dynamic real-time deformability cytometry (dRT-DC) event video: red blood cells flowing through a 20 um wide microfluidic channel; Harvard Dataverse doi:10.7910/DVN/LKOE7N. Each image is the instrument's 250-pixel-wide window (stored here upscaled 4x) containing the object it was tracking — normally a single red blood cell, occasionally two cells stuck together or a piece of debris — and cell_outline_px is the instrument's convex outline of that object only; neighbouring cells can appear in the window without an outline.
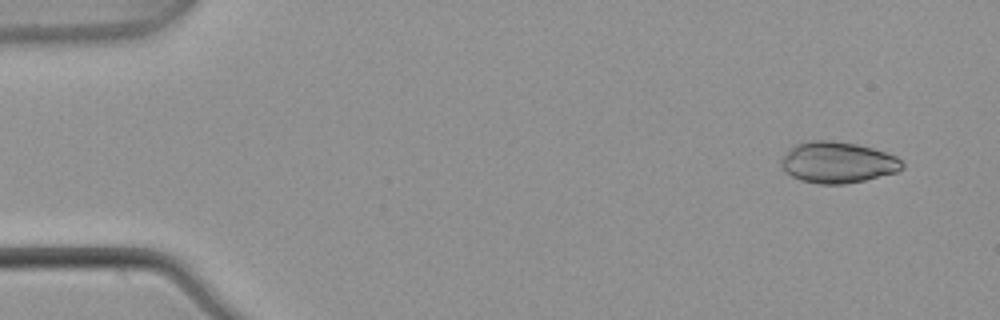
{"species": "common noctule bat (a hibernating species)", "species_latin": "Nyctalus noctula", "temperature_condition": "warm", "stored_images_in_passage": 6, "camera_frame_rate_fps": 3000, "um_per_image_px": 0.085, "animal": {"sex": "male", "body_mass_g": 21.5, "forearm_length_mm": 52.0}, "frame": {"image": 1, "passage_image": 2, "time_ms": 0.333, "image_size_px": [1000, 320], "cell_outline_px": [[904, 168], [896, 172], [864, 180], [844, 184], [816, 184], [800, 180], [784, 172], [780, 168], [780, 160], [784, 152], [796, 144], [812, 140], [832, 140], [856, 144], [872, 148], [896, 156], [904, 164]], "centroid_in_image_um": [71.14, 13.81], "position_along_channel_um": 13.9, "area_um2": 29.25}}
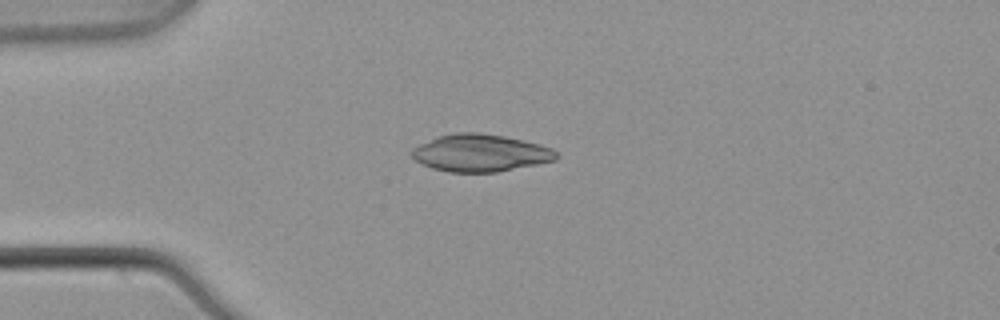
{"frame": {"image": 2, "passage_image": 4, "time_ms": 1.0, "image_size_px": [1000, 320], "cell_outline_px": [[560, 156], [556, 160], [496, 172], [448, 172], [432, 168], [416, 160], [412, 156], [412, 148], [436, 136], [456, 132], [476, 132], [504, 136], [524, 140], [540, 144], [552, 148]], "centroid_in_image_um": [40.84, 12.99], "position_along_channel_um": 44.2, "area_um2": 31.39}}
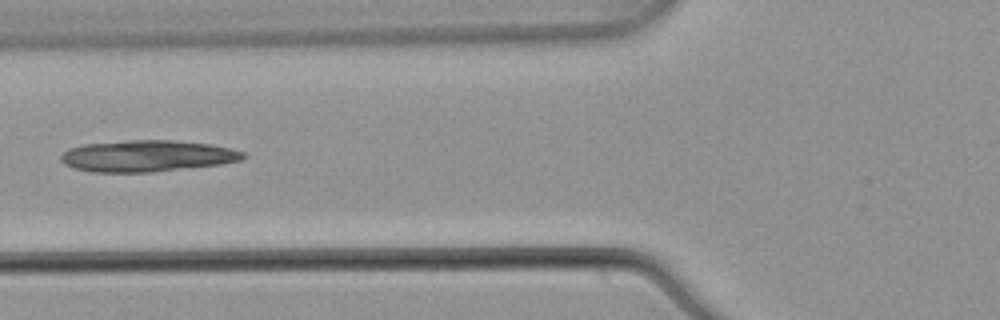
{"frame": {"image": 3, "passage_image": 6, "time_ms": 1.667, "image_size_px": [1000, 320], "cell_outline_px": [[248, 156], [240, 160], [220, 164], [152, 172], [92, 172], [76, 168], [64, 164], [60, 160], [60, 156], [68, 148], [84, 144], [128, 140], [172, 140], [208, 144], [228, 148], [244, 152]], "centroid_in_image_um": [12.48, 13.25], "position_along_channel_um": 113.3, "area_um2": 33.23}}